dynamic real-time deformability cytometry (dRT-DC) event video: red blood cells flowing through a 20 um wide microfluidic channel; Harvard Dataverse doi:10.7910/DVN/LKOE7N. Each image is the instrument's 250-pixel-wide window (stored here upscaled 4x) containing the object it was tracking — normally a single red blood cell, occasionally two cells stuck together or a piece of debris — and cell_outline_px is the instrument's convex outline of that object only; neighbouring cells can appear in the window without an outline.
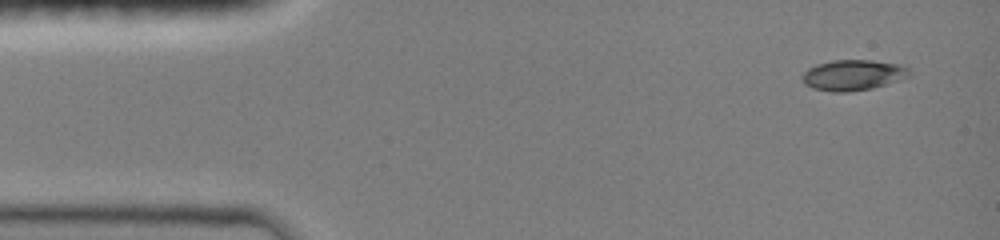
{"species": "common noctule bat (a hibernating species)", "species_latin": "Nyctalus noctula", "temperature_condition": "room temperature", "stored_images_in_passage": 8, "camera_frame_rate_fps": 3000, "um_per_image_px": 0.085, "animal": {"sex": "female", "body_mass_g": 19.0, "forearm_length_mm": 51.5}, "frame": {"image": 1, "passage_image": 1, "time_ms": 0.0, "image_size_px": [1000, 240], "cell_outline_px": [[912, 76], [900, 80], [872, 88], [848, 92], [832, 92], [812, 88], [804, 84], [800, 76], [808, 68], [816, 64], [832, 60], [872, 60], [900, 64], [908, 68], [912, 72]], "centroid_in_image_um": [72.51, 6.38], "position_along_channel_um": 12.5, "area_um2": 19.42}}
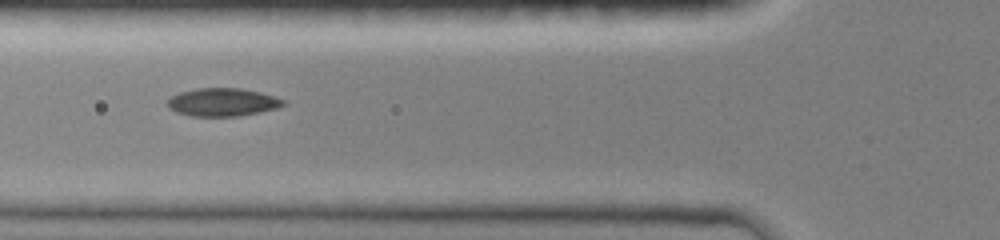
{"frame": {"image": 2, "passage_image": 6, "time_ms": 1.667, "image_size_px": [1000, 240], "cell_outline_px": [[288, 104], [276, 108], [260, 112], [240, 116], [192, 116], [176, 112], [168, 108], [168, 100], [172, 96], [180, 92], [196, 88], [240, 88], [260, 92], [284, 100]], "centroid_in_image_um": [18.92, 8.69], "position_along_channel_um": 106.9, "area_um2": 18.9}}
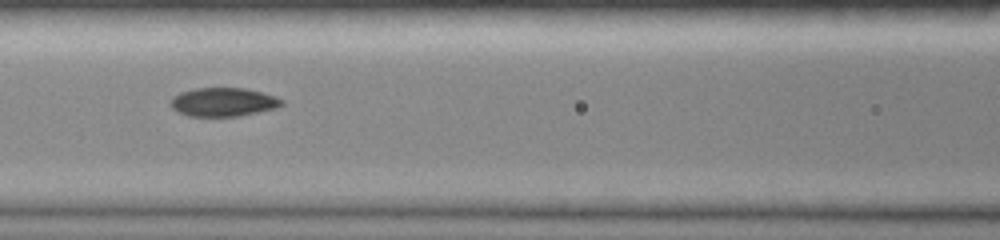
{"frame": {"image": 3, "passage_image": 7, "time_ms": 2.0, "image_size_px": [1000, 240], "cell_outline_px": [[284, 104], [276, 108], [240, 116], [188, 116], [172, 108], [168, 104], [172, 96], [180, 92], [196, 88], [244, 88], [276, 96], [284, 100]], "centroid_in_image_um": [18.97, 8.67], "position_along_channel_um": 147.6, "area_um2": 18.67}}